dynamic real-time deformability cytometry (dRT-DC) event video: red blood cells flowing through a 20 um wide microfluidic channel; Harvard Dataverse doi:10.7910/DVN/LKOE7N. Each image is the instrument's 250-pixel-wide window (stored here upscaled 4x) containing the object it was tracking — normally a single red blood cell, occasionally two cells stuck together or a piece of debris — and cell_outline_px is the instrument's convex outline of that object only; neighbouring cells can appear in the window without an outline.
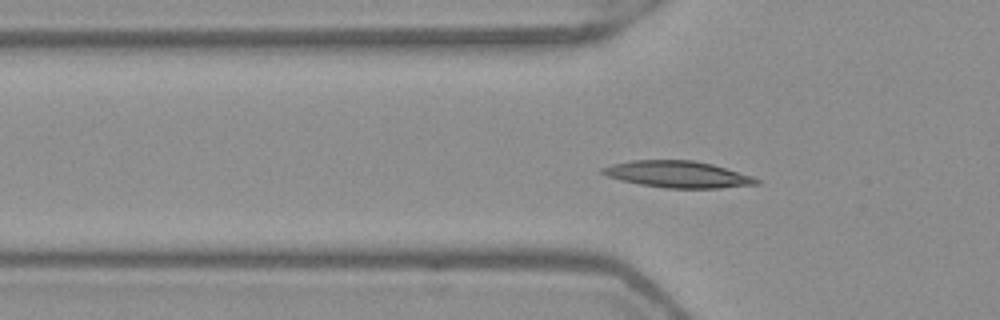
{"species": "Egyptian fruit bat (a non-hibernating species)", "species_latin": "Rousettus aegyptiacus", "temperature_condition": "warm", "stored_images_in_passage": 54, "segment_of_instrument_passage": [1, 2], "camera_frame_rate_fps": 3000, "um_per_image_px": 0.085, "frame": {"image": 1, "passage_image": 18, "time_ms": 5.667, "image_size_px": [1000, 320], "cell_outline_px": [[760, 184], [720, 188], [664, 188], [640, 184], [620, 180], [608, 176], [600, 172], [600, 168], [612, 164], [632, 160], [692, 160], [712, 164], [752, 176], [760, 180]], "centroid_in_image_um": [57.6, 14.82], "position_along_channel_um": 68.2, "area_um2": 23.87}}
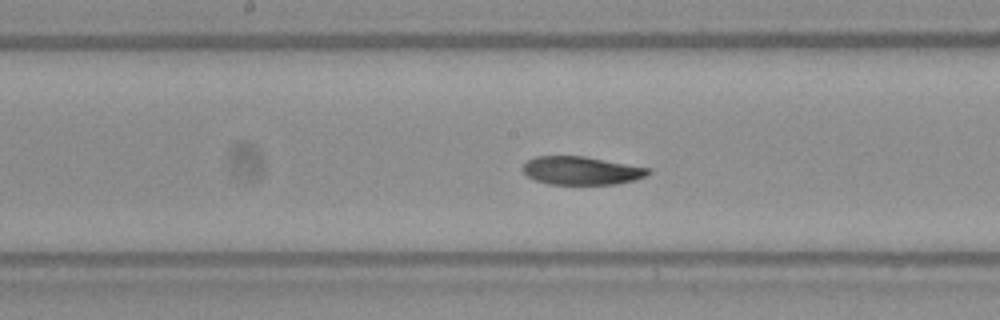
{"frame": {"image": 2, "passage_image": 28, "time_ms": 9.0, "image_size_px": [1000, 320], "cell_outline_px": [[652, 172], [648, 176], [616, 184], [548, 184], [536, 180], [528, 176], [520, 168], [528, 160], [536, 156], [584, 156], [652, 168]], "centroid_in_image_um": [49.45, 14.49], "position_along_channel_um": 198.8, "area_um2": 20.75}}
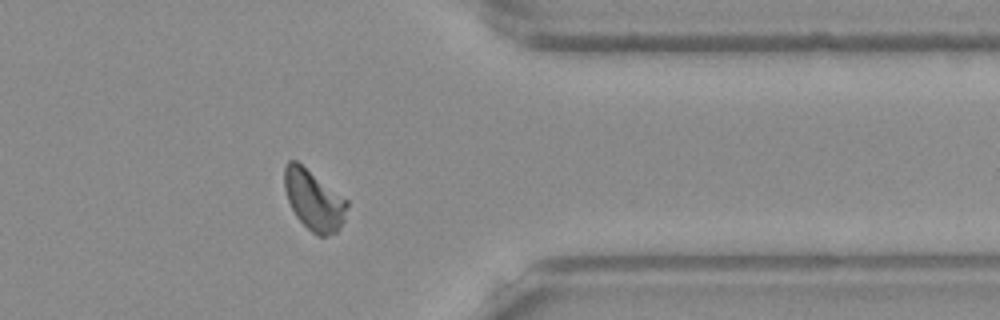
{"frame": {"image": 3, "passage_image": 43, "time_ms": 14.0, "image_size_px": [1000, 320], "cell_outline_px": [[348, 204], [344, 220], [336, 232], [324, 236], [320, 236], [312, 232], [296, 216], [288, 200], [284, 188], [284, 168], [288, 160], [296, 160], [348, 200]], "centroid_in_image_um": [26.67, 16.99], "position_along_channel_um": 384.7, "area_um2": 21.73}}